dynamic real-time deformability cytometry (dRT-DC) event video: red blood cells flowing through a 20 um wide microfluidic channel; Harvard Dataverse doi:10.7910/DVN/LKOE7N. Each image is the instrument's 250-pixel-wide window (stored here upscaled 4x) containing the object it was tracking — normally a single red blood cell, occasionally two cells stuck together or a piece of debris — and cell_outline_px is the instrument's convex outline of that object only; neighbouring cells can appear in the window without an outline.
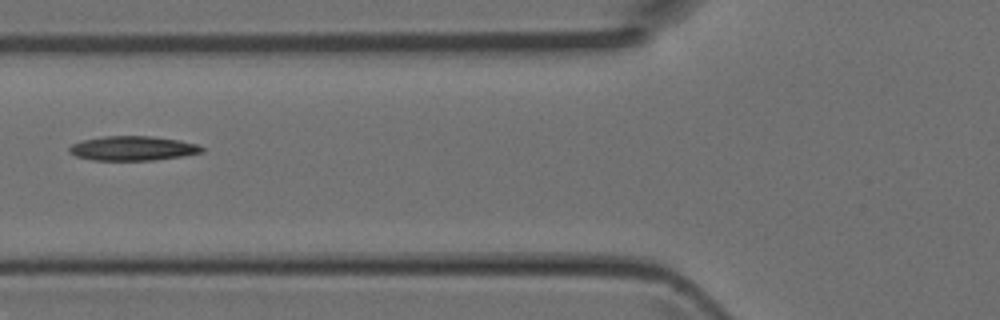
{"species": "Egyptian fruit bat (a non-hibernating species)", "species_latin": "Rousettus aegyptiacus", "temperature_condition": "room temperature", "stored_images_in_passage": 6, "camera_frame_rate_fps": 3000, "um_per_image_px": 0.085, "animal": {"sex": "female"}, "frame": {"image": 1, "passage_image": 6, "time_ms": 1.667, "image_size_px": [1000, 320], "cell_outline_px": [[204, 152], [180, 156], [152, 160], [92, 160], [76, 156], [68, 152], [68, 148], [72, 144], [84, 140], [104, 136], [152, 136], [180, 140], [196, 144], [204, 148]], "centroid_in_image_um": [11.27, 12.6], "position_along_channel_um": 114.5, "area_um2": 18.79}}